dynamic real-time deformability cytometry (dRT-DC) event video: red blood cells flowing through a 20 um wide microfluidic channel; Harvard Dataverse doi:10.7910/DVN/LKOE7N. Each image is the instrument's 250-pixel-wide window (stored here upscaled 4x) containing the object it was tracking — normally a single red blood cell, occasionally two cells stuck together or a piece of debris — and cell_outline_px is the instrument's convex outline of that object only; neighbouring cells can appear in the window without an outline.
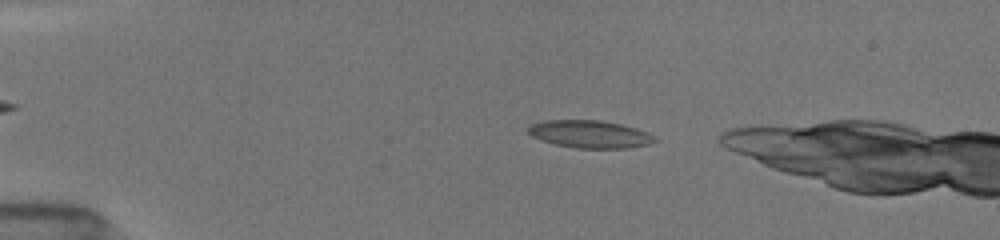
{"species": "common noctule bat (a hibernating species)", "species_latin": "Nyctalus noctula", "temperature_condition": "room temperature", "stored_images_in_passage": 38, "camera_frame_rate_fps": 3000, "um_per_image_px": 0.085, "animal": {"sex": "female", "body_mass_g": 19.5, "forearm_length_mm": 54.1}, "frame": {"image": 1, "passage_image": 5, "time_ms": 1.333, "image_size_px": [1000, 240], "cell_outline_px": [[656, 140], [648, 144], [624, 148], [576, 148], [556, 144], [540, 140], [532, 136], [528, 132], [528, 128], [532, 124], [544, 120], [600, 120], [620, 124], [636, 128], [648, 132]], "centroid_in_image_um": [50.1, 11.39], "position_along_channel_um": 34.9, "area_um2": 20.11}}
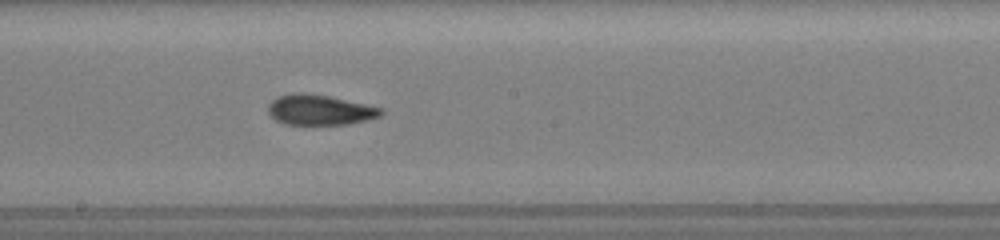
{"frame": {"image": 2, "passage_image": 23, "time_ms": 7.333, "image_size_px": [1000, 240], "cell_outline_px": [[384, 112], [380, 116], [348, 124], [284, 124], [276, 120], [268, 112], [268, 104], [276, 96], [296, 92], [304, 92], [328, 96], [384, 108]], "centroid_in_image_um": [27.16, 9.33], "position_along_channel_um": 221.0, "area_um2": 19.88}}
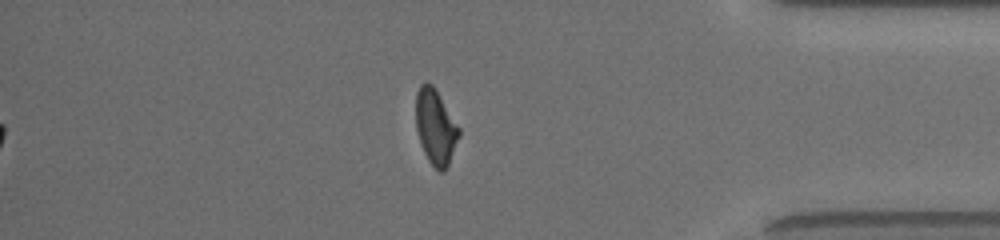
{"frame": {"image": 3, "passage_image": 38, "time_ms": 12.333, "image_size_px": [1000, 240], "cell_outline_px": [[460, 136], [448, 164], [444, 172], [440, 172], [428, 160], [424, 152], [416, 128], [416, 92], [420, 84], [424, 80], [428, 80], [432, 84], [460, 128]], "centroid_in_image_um": [37.01, 10.75], "position_along_channel_um": 398.2, "area_um2": 18.79}, "authors_computed_cell_mechanics": {"area_um2": 20.0855, "velocity_mm_per_s": 4.0449, "shape_relaxation_time_tau1_ms": null, "shape_relaxation_time_tau2_ms": 3.1274, "deformation_change_tau1": null, "deformation_change_tau2": 0.0936}}